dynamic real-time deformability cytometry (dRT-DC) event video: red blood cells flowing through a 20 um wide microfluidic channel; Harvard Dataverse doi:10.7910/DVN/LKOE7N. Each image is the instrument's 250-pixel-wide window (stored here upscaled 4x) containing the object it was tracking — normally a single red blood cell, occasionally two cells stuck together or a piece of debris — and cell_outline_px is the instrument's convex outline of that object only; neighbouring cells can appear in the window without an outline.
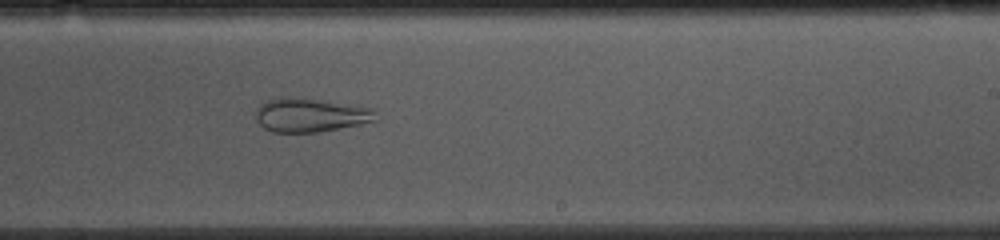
{"species": "common noctule bat (a hibernating species)", "species_latin": "Nyctalus noctula", "temperature_condition": "cold", "stored_images_in_passage": 52, "camera_frame_rate_fps": 3000, "um_per_image_px": 0.085, "animal": {"sex": "female", "body_mass_g": 10.0, "forearm_length_mm": 53.1}, "frame": {"image": 1, "passage_image": 30, "time_ms": 9.667, "image_size_px": [1000, 240], "cell_outline_px": [[376, 120], [360, 124], [316, 132], [272, 132], [264, 128], [256, 120], [252, 112], [260, 104], [268, 100], [280, 96], [316, 100], [372, 108]], "centroid_in_image_um": [26.26, 9.79], "position_along_channel_um": 262.7, "area_um2": 23.29}}
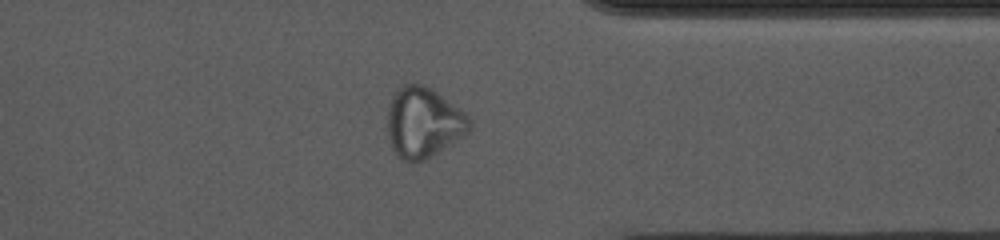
{"frame": {"image": 2, "passage_image": 40, "time_ms": 13.0, "image_size_px": [1000, 240], "cell_outline_px": [[472, 124], [468, 132], [464, 136], [432, 156], [424, 160], [404, 160], [392, 148], [388, 136], [388, 108], [392, 96], [400, 84], [424, 84], [432, 88], [464, 112], [468, 116]], "centroid_in_image_um": [36.0, 10.38], "position_along_channel_um": 375.4, "area_um2": 33.47}}
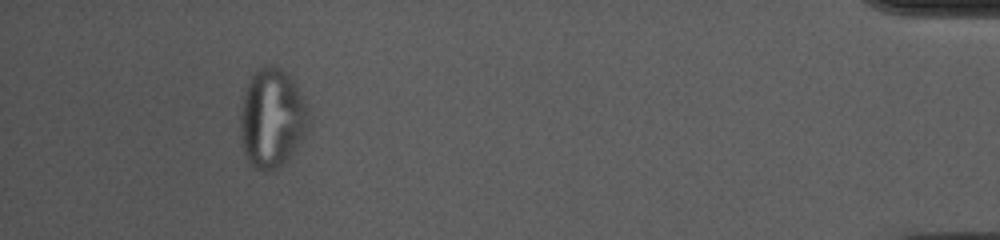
{"frame": {"image": 3, "passage_image": 48, "time_ms": 15.667, "image_size_px": [1000, 240], "cell_outline_px": [[312, 116], [304, 132], [292, 152], [276, 168], [268, 172], [264, 172], [256, 168], [248, 160], [244, 152], [240, 132], [240, 116], [244, 92], [248, 80], [252, 72], [256, 68], [264, 64], [276, 64], [292, 80], [300, 92]], "centroid_in_image_um": [23.09, 9.98], "position_along_channel_um": 412.1, "area_um2": 39.3}}